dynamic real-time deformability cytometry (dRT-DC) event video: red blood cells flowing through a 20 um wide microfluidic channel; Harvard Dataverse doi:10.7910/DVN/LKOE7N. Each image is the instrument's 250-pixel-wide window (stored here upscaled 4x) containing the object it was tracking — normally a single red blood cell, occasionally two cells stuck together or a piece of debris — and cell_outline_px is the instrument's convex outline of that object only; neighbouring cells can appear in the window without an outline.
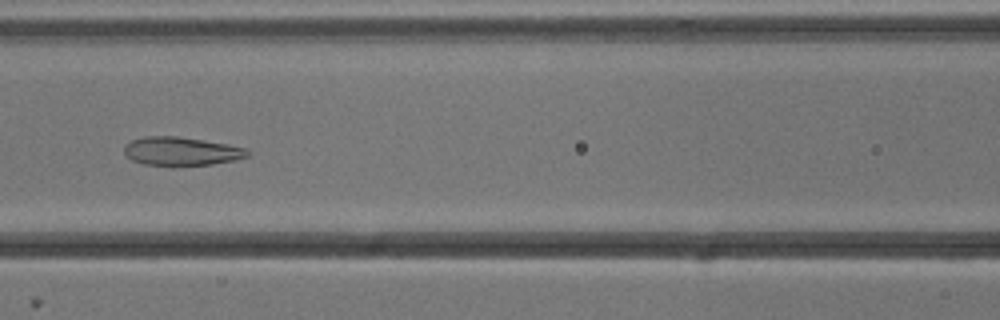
{"species": "common noctule bat (a hibernating species)", "species_latin": "Nyctalus noctula", "temperature_condition": "cold", "stored_images_in_passage": 54, "camera_frame_rate_fps": 3000, "um_per_image_px": 0.085, "animal": {"sex": "male", "body_mass_g": 13.3}, "frame": {"image": 1, "passage_image": 24, "time_ms": 7.667, "image_size_px": [1000, 320], "cell_outline_px": [[252, 152], [248, 156], [236, 160], [212, 164], [172, 168], [144, 164], [132, 160], [124, 156], [124, 144], [132, 140], [144, 136], [176, 136], [228, 144], [248, 148]], "centroid_in_image_um": [15.4, 12.89], "position_along_channel_um": 151.2, "area_um2": 21.33}}
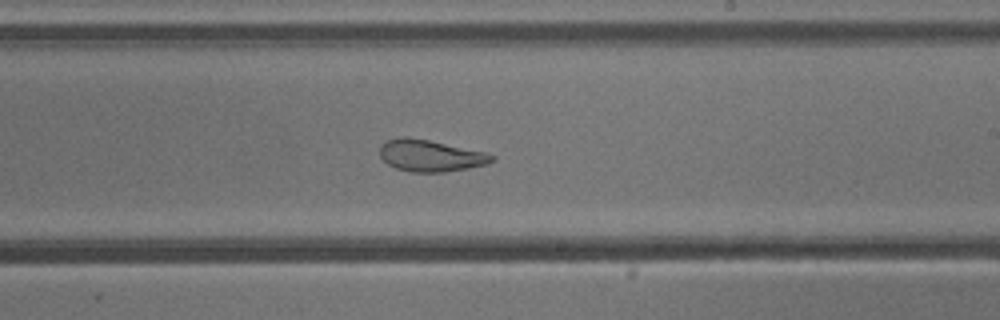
{"frame": {"image": 2, "passage_image": 32, "time_ms": 10.333, "image_size_px": [1000, 320], "cell_outline_px": [[496, 160], [488, 164], [468, 168], [444, 172], [408, 172], [396, 168], [388, 164], [380, 156], [380, 144], [388, 140], [404, 136], [408, 136], [488, 152], [496, 156]], "centroid_in_image_um": [36.62, 13.23], "position_along_channel_um": 252.4, "area_um2": 20.92}}
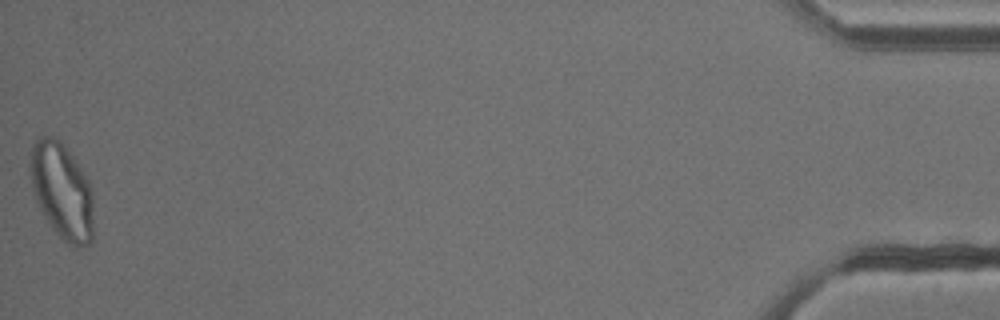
{"frame": {"image": 3, "passage_image": 54, "time_ms": 17.667, "image_size_px": [1000, 320], "cell_outline_px": [[92, 240], [88, 244], [76, 248], [72, 248], [52, 228], [44, 216], [36, 200], [32, 188], [28, 168], [28, 152], [36, 136], [52, 136], [60, 140], [72, 156], [88, 180], [92, 200]], "centroid_in_image_um": [5.2, 16.19], "position_along_channel_um": 430.0, "area_um2": 35.72}, "authors_computed_cell_mechanics": {"area_um2": 27.6862, "velocity_mm_per_s": 3.8095, "shape_relaxation_time_tau1_ms": null, "shape_relaxation_time_tau2_ms": 1.5126, "deformation_change_tau1": null, "deformation_change_tau2": 0.0992}}